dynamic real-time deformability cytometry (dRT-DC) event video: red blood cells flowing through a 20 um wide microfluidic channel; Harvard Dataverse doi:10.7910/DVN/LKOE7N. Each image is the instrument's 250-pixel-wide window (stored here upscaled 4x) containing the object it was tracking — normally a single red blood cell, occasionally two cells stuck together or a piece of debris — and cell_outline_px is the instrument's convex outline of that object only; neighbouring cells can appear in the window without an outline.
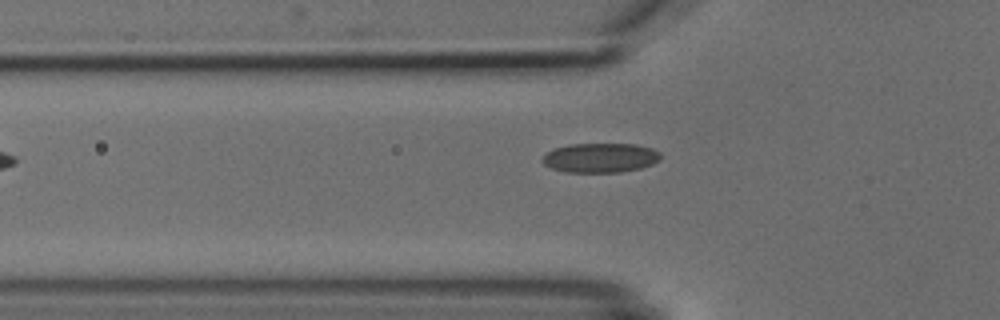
{"species": "common noctule bat (a hibernating species)", "species_latin": "Nyctalus noctula", "temperature_condition": "cold", "stored_images_in_passage": 6, "camera_frame_rate_fps": 3000, "um_per_image_px": 0.085, "animal": {"sex": "male", "body_mass_g": 18.8}, "frame": {"image": 1, "passage_image": 6, "time_ms": 5.667, "image_size_px": [1000, 320], "cell_outline_px": [[660, 160], [652, 164], [640, 168], [620, 172], [564, 172], [552, 168], [544, 164], [540, 160], [544, 152], [552, 148], [568, 144], [636, 144], [652, 148], [660, 152]], "centroid_in_image_um": [50.98, 13.4], "position_along_channel_um": 74.8, "area_um2": 20.58}}